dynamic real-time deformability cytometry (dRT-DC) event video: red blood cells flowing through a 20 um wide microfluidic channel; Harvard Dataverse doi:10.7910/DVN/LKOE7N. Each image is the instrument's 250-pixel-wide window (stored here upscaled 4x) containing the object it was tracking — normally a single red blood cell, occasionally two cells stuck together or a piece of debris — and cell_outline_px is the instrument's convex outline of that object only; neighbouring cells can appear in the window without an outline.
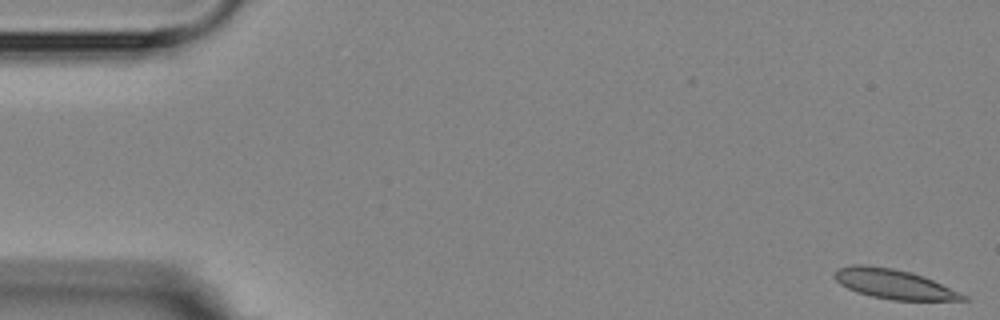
{"species": "Egyptian fruit bat (a non-hibernating species)", "species_latin": "Rousettus aegyptiacus", "temperature_condition": "room temperature", "stored_images_in_passage": 4, "camera_frame_rate_fps": 3000, "um_per_image_px": 0.085, "animal": {"sex": "female"}, "frame": {"image": 1, "passage_image": 1, "time_ms": 0.0, "image_size_px": [1000, 320], "cell_outline_px": [[972, 300], [892, 300], [872, 296], [856, 292], [840, 284], [832, 276], [836, 268], [852, 264], [864, 264], [892, 268], [924, 276], [960, 292], [968, 296]], "centroid_in_image_um": [75.96, 24.14], "position_along_channel_um": 9.0, "area_um2": 22.25}}